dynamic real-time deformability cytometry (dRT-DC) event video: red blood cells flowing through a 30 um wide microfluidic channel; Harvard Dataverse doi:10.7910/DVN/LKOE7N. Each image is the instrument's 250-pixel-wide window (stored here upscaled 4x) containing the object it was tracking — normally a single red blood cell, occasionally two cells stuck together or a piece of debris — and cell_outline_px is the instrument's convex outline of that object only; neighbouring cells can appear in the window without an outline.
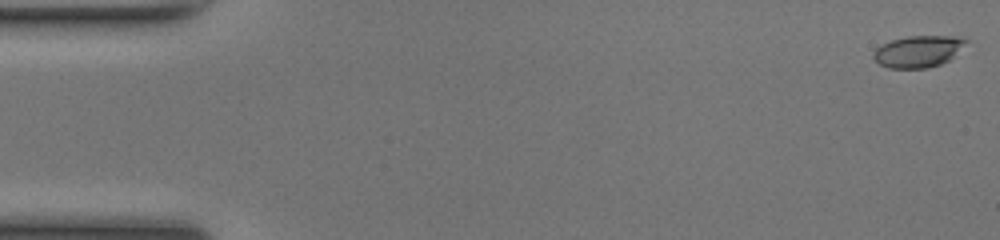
{"species": "common noctule bat (a hibernating species)", "species_latin": "Nyctalus noctula", "temperature_condition": "room temperature", "stored_images_in_passage": 50, "camera_frame_rate_fps": 3000, "um_per_image_px": 0.085, "animal": {"sex": "female", "body_mass_g": 17.0, "forearm_length_mm": 48.0}, "frame": {"image": 1, "passage_image": 1, "time_ms": 0.0, "image_size_px": [1000, 240], "cell_outline_px": [[968, 40], [948, 60], [940, 64], [928, 68], [888, 68], [880, 64], [872, 56], [872, 52], [880, 44], [892, 40], [908, 36], [964, 36]], "centroid_in_image_um": [78.01, 4.36], "position_along_channel_um": 7.0, "area_um2": 16.99}}
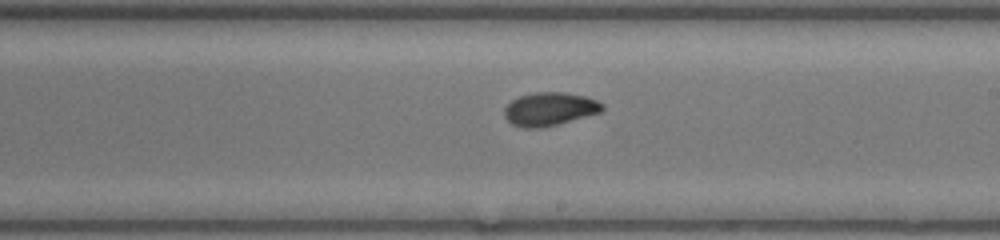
{"frame": {"image": 2, "passage_image": 29, "time_ms": 9.333, "image_size_px": [1000, 240], "cell_outline_px": [[604, 108], [600, 112], [556, 124], [540, 128], [524, 128], [512, 124], [504, 116], [504, 108], [512, 100], [520, 96], [536, 92], [564, 92], [584, 96], [596, 100], [604, 104]], "centroid_in_image_um": [46.7, 9.26], "position_along_channel_um": 242.3, "area_um2": 18.79}}
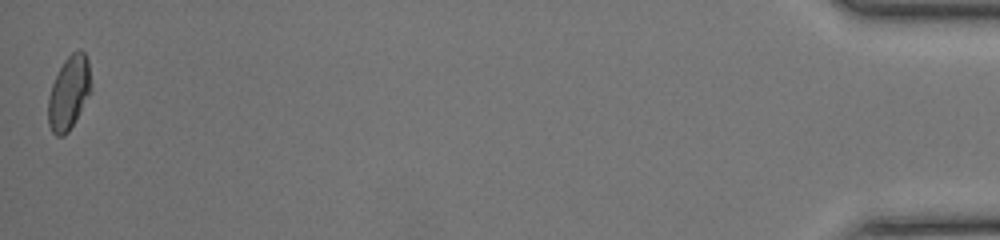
{"frame": {"image": 3, "passage_image": 50, "time_ms": 16.333, "image_size_px": [1000, 240], "cell_outline_px": [[92, 92], [68, 132], [64, 136], [56, 136], [52, 132], [48, 124], [48, 96], [52, 84], [64, 60], [72, 52], [80, 48], [84, 52], [88, 60], [92, 88]], "centroid_in_image_um": [5.87, 7.88], "position_along_channel_um": 429.3, "area_um2": 18.55}, "authors_computed_cell_mechanics": {"area_um2": 18.3804, "velocity_mm_per_s": 4.1619, "shape_relaxation_time_tau1_ms": 6.423, "shape_relaxation_time_tau2_ms": 1.8824, "deformation_change_tau1": 0.1907, "deformation_change_tau2": 0.0477}}